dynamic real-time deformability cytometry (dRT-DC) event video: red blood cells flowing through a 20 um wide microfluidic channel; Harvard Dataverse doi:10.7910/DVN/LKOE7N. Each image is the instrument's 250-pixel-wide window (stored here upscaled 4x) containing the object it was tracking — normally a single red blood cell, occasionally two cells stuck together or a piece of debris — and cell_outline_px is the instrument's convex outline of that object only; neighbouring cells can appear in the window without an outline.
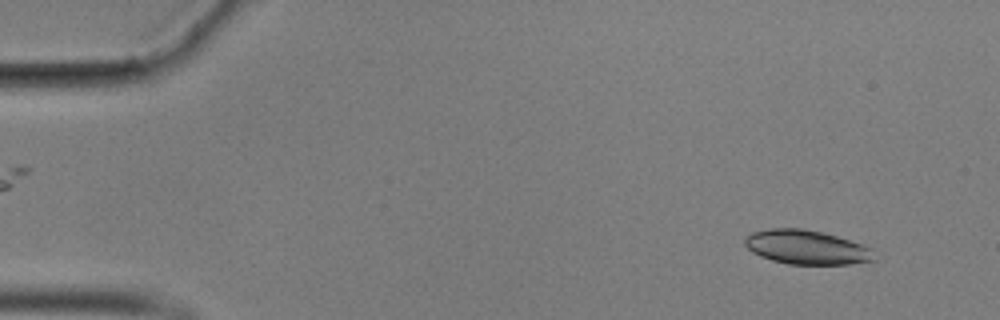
{"species": "common noctule bat (a hibernating species)", "species_latin": "Nyctalus noctula", "temperature_condition": "cold", "stored_images_in_passage": 55, "camera_frame_rate_fps": 3000, "um_per_image_px": 0.085, "animal": {"sex": "male", "body_mass_g": 17.9}, "frame": {"image": 1, "passage_image": 4, "time_ms": 1.0, "image_size_px": [1000, 320], "cell_outline_px": [[876, 260], [848, 264], [788, 264], [772, 260], [760, 256], [752, 252], [744, 244], [744, 240], [752, 232], [772, 228], [800, 228], [820, 232], [836, 236], [872, 248]], "centroid_in_image_um": [68.55, 21.02], "position_along_channel_um": 16.5, "area_um2": 25.55}}
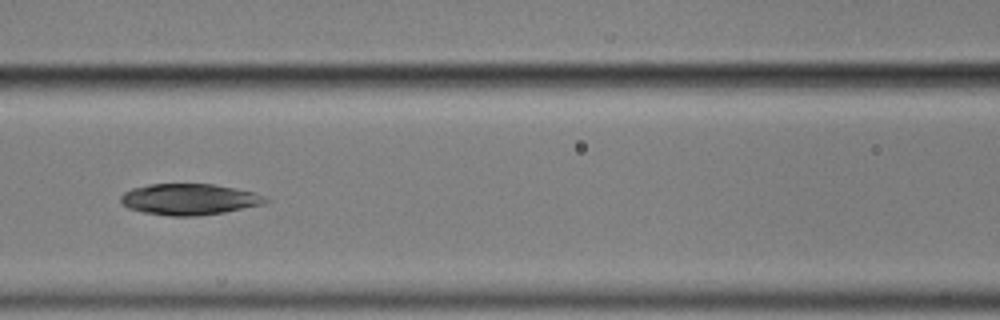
{"frame": {"image": 2, "passage_image": 24, "time_ms": 7.667, "image_size_px": [1000, 320], "cell_outline_px": [[268, 200], [264, 204], [224, 212], [196, 216], [168, 216], [144, 212], [128, 208], [120, 200], [120, 196], [124, 192], [132, 188], [148, 184], [212, 184], [236, 188], [256, 192], [268, 196]], "centroid_in_image_um": [16.11, 16.93], "position_along_channel_um": 150.5, "area_um2": 26.41}}
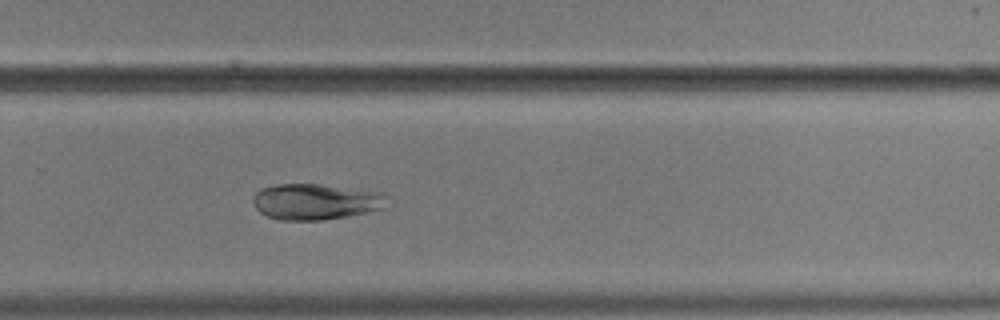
{"frame": {"image": 3, "passage_image": 37, "time_ms": 12.0, "image_size_px": [1000, 320], "cell_outline_px": [[392, 204], [384, 208], [348, 216], [320, 220], [280, 220], [268, 216], [260, 212], [256, 208], [252, 200], [256, 192], [260, 188], [272, 184], [316, 184], [380, 192], [392, 196]], "centroid_in_image_um": [26.9, 17.14], "position_along_channel_um": 302.9, "area_um2": 28.44}, "authors_computed_cell_mechanics": {"area_um2": 26.1256, "velocity_mm_per_s": 3.5254, "shape_relaxation_time_tau1_ms": 6.2515, "shape_relaxation_time_tau2_ms": 2.0526, "deformation_change_tau1": 0.1394, "deformation_change_tau2": 0.0642}}